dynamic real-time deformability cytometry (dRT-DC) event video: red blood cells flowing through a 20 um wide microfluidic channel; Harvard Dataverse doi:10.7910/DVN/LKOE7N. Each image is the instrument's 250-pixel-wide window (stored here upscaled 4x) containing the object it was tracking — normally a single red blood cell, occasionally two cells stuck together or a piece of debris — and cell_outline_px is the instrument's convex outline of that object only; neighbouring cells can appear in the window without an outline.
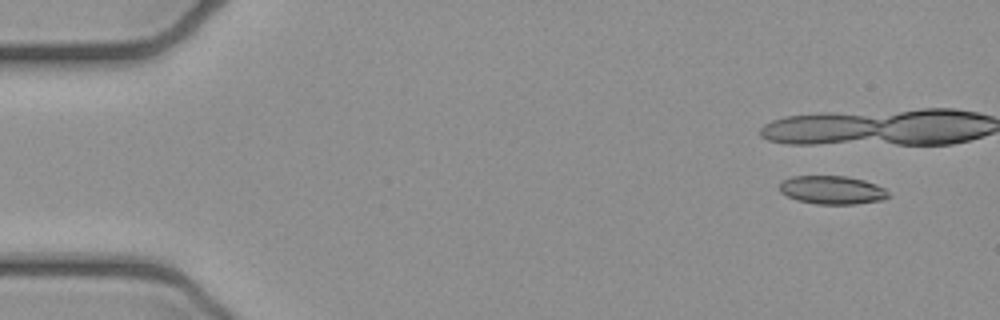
{"species": "common noctule bat (a hibernating species)", "species_latin": "Nyctalus noctula", "temperature_condition": "cold", "stored_images_in_passage": 4, "camera_frame_rate_fps": 3000, "um_per_image_px": 0.085, "animal": {"sex": "female", "body_mass_g": 21.9}, "frame": {"image": 1, "passage_image": 1, "time_ms": 0.0, "image_size_px": [1000, 320], "cell_outline_px": [[888, 196], [884, 200], [856, 204], [816, 204], [796, 200], [780, 192], [780, 180], [792, 176], [844, 176], [864, 180], [876, 184], [884, 188], [888, 192]], "centroid_in_image_um": [70.71, 16.15], "position_along_channel_um": 14.3, "area_um2": 18.09}}